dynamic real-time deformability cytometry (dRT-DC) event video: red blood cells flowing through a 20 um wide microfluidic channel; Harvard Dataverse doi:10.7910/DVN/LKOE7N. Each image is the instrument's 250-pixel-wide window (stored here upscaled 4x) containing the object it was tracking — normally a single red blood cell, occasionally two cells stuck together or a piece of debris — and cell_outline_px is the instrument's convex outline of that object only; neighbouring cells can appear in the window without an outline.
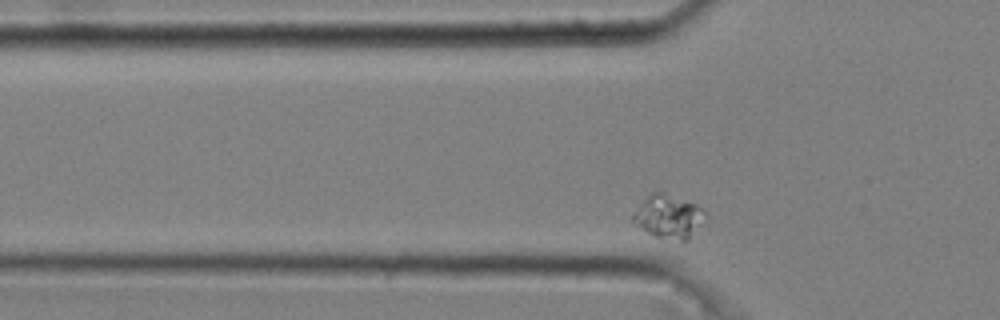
{"species": "common noctule bat (a hibernating species)", "species_latin": "Nyctalus noctula", "temperature_condition": "cold", "stored_images_in_passage": 48, "camera_frame_rate_fps": 3000, "um_per_image_px": 0.085, "animal": {"sex": "male", "body_mass_g": 20.4}, "frame": {"image": 1, "passage_image": 7, "time_ms": 2.0, "image_size_px": [1000, 320], "cell_outline_px": [[708, 216], [688, 240], [680, 240], [656, 236], [648, 232], [636, 224], [632, 220], [632, 216], [644, 200], [652, 192], [660, 192], [696, 204], [704, 208]], "centroid_in_image_um": [56.89, 18.41], "position_along_channel_um": 68.9, "area_um2": 17.8}}
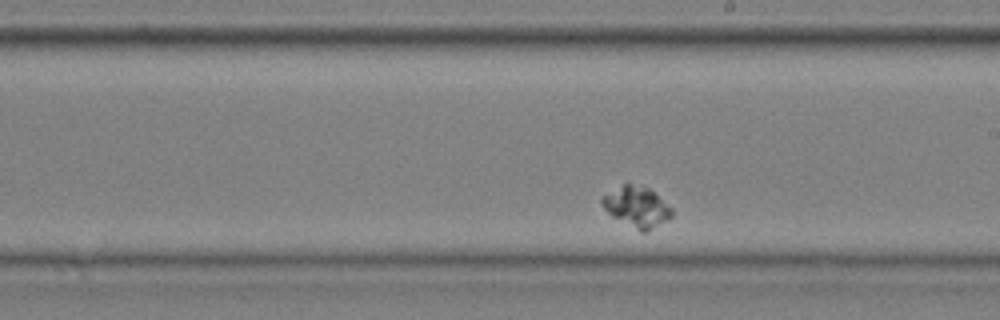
{"frame": {"image": 2, "passage_image": 23, "time_ms": 7.333, "image_size_px": [1000, 320], "cell_outline_px": [[672, 216], [644, 232], [640, 232], [612, 216], [600, 204], [600, 200], [604, 196], [624, 184], [632, 184], [648, 188], [672, 208]], "centroid_in_image_um": [54.1, 17.59], "position_along_channel_um": 234.9, "area_um2": 15.9}}
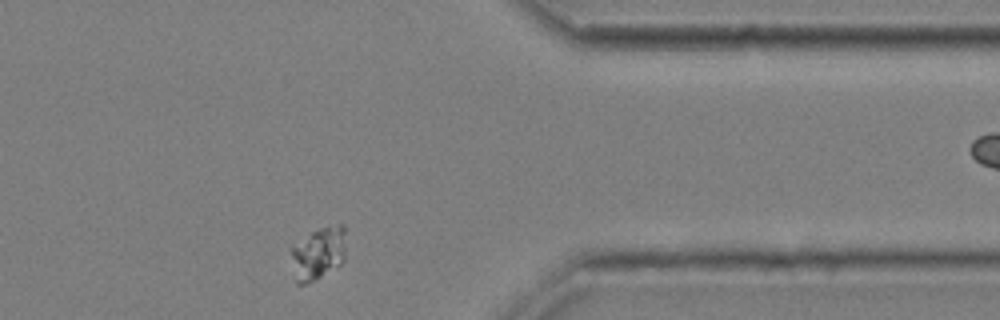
{"frame": {"image": 3, "passage_image": 38, "time_ms": 12.333, "image_size_px": [1000, 320], "cell_outline_px": [[344, 260], [340, 264], [320, 276], [304, 284], [296, 284], [292, 280], [292, 248], [312, 232], [320, 228], [340, 224], [344, 224]], "centroid_in_image_um": [27.03, 21.56], "position_along_channel_um": 384.4, "area_um2": 16.42}}